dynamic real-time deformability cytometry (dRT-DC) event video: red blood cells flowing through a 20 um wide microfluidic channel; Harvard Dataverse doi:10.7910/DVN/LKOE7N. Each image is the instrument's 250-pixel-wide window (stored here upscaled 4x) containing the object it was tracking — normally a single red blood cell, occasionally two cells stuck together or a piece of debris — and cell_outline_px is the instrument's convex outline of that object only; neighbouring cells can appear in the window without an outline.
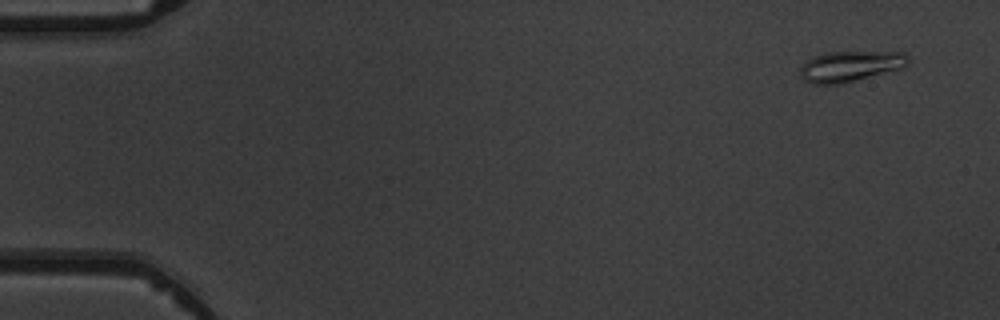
{"species": "common noctule bat (a hibernating species)", "species_latin": "Nyctalus noctula", "temperature_condition": "warm", "stored_images_in_passage": 7, "camera_frame_rate_fps": 3000, "um_per_image_px": 0.085, "animal": {"sex": "male", "body_mass_g": 19.5, "forearm_length_mm": 54.6}, "frame": {"image": 1, "passage_image": 1, "time_ms": 0.0, "image_size_px": [1000, 320], "cell_outline_px": [[908, 64], [904, 68], [840, 84], [812, 84], [804, 80], [800, 76], [800, 68], [812, 56], [824, 52], [904, 52], [908, 56]], "centroid_in_image_um": [72.27, 5.63], "position_along_channel_um": 12.7, "area_um2": 19.36}}
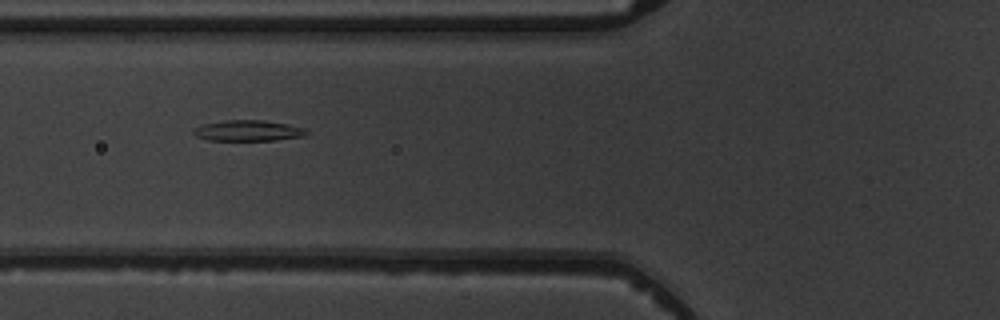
{"frame": {"image": 2, "passage_image": 6, "time_ms": 5.667, "image_size_px": [1000, 320], "cell_outline_px": [[308, 132], [304, 136], [276, 140], [208, 140], [196, 136], [192, 132], [192, 128], [204, 124], [224, 120], [264, 120], [288, 124], [304, 128]], "centroid_in_image_um": [21.07, 11.1], "position_along_channel_um": 104.7, "area_um2": 13.7}}
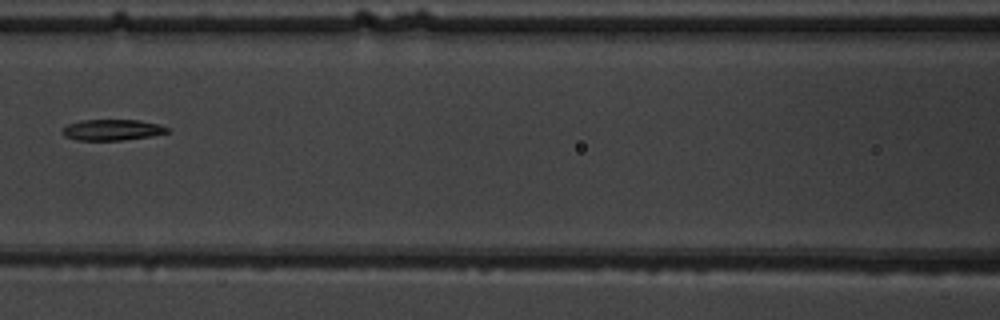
{"frame": {"image": 3, "passage_image": 7, "time_ms": 7.0, "image_size_px": [1000, 320], "cell_outline_px": [[172, 132], [152, 136], [124, 140], [76, 140], [64, 136], [60, 132], [68, 124], [80, 120], [140, 120], [160, 124], [172, 128]], "centroid_in_image_um": [9.61, 11.04], "position_along_channel_um": 157.0, "area_um2": 13.12}}